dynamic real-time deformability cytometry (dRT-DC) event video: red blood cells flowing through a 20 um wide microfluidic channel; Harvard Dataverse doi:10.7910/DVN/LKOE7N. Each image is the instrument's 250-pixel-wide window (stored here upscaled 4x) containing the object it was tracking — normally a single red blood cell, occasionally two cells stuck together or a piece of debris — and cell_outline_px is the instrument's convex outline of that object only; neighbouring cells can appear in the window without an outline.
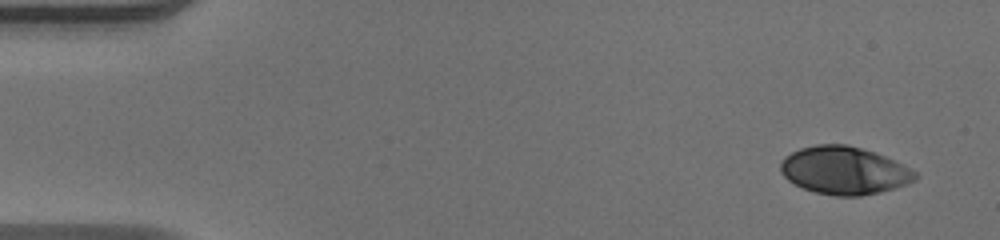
{"species": "human", "species_latin": "Homo sapiens", "temperature_condition": "warm", "stored_images_in_passage": 47, "camera_frame_rate_fps": 3000, "um_per_image_px": 0.085, "donor": {"sex": "male"}, "frame": {"image": 1, "passage_image": 1, "time_ms": 0.0, "image_size_px": [1000, 240], "cell_outline_px": [[920, 176], [916, 180], [880, 192], [860, 196], [836, 196], [816, 192], [804, 188], [788, 180], [780, 172], [780, 160], [784, 156], [800, 148], [816, 144], [848, 144], [884, 156], [916, 172]], "centroid_in_image_um": [71.71, 14.48], "position_along_channel_um": 13.3, "area_um2": 37.22}}
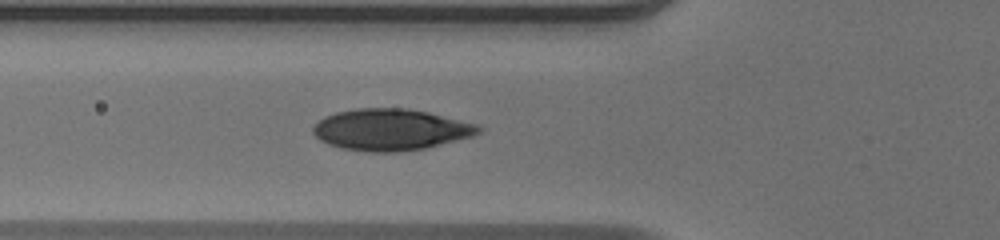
{"frame": {"image": 2, "passage_image": 16, "time_ms": 5.0, "image_size_px": [1000, 240], "cell_outline_px": [[484, 128], [480, 132], [472, 136], [424, 148], [396, 152], [368, 152], [340, 148], [328, 144], [320, 140], [312, 132], [312, 128], [324, 116], [336, 112], [356, 108], [408, 108], [428, 112], [480, 124]], "centroid_in_image_um": [33.22, 11.01], "position_along_channel_um": 92.6, "area_um2": 40.11}}
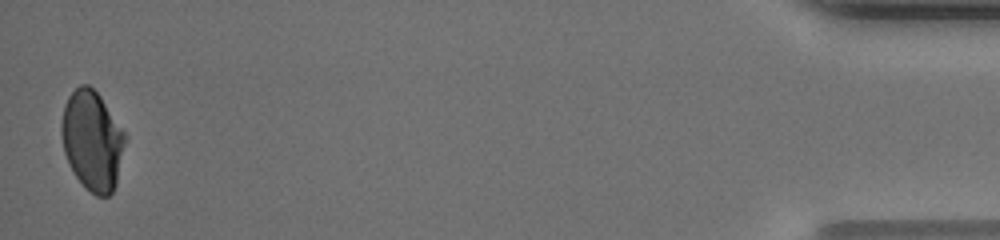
{"frame": {"image": 3, "passage_image": 47, "time_ms": 15.333, "image_size_px": [1000, 240], "cell_outline_px": [[128, 136], [116, 184], [112, 192], [108, 196], [96, 196], [76, 176], [68, 164], [64, 152], [60, 136], [60, 124], [64, 104], [68, 96], [80, 84], [88, 84], [100, 96]], "centroid_in_image_um": [7.84, 11.92], "position_along_channel_um": 427.4, "area_um2": 37.22}, "authors_computed_cell_mechanics": {"area_um2": 38.3792, "velocity_mm_per_s": 4.1186, "shape_relaxation_time_tau1_ms": 6.6876, "shape_relaxation_time_tau2_ms": null, "deformation_change_tau1": 0.2182, "deformation_change_tau2": null}}